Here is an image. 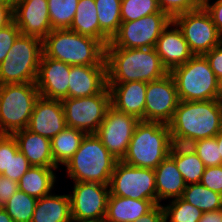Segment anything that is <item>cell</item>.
<instances>
[{
    "label": "cell",
    "instance_id": "cell-1",
    "mask_svg": "<svg viewBox=\"0 0 222 222\" xmlns=\"http://www.w3.org/2000/svg\"><path fill=\"white\" fill-rule=\"evenodd\" d=\"M168 125L173 144L189 146L197 140L213 138L222 130V103L179 101Z\"/></svg>",
    "mask_w": 222,
    "mask_h": 222
},
{
    "label": "cell",
    "instance_id": "cell-2",
    "mask_svg": "<svg viewBox=\"0 0 222 222\" xmlns=\"http://www.w3.org/2000/svg\"><path fill=\"white\" fill-rule=\"evenodd\" d=\"M107 84L151 82L168 74L155 48H105Z\"/></svg>",
    "mask_w": 222,
    "mask_h": 222
},
{
    "label": "cell",
    "instance_id": "cell-3",
    "mask_svg": "<svg viewBox=\"0 0 222 222\" xmlns=\"http://www.w3.org/2000/svg\"><path fill=\"white\" fill-rule=\"evenodd\" d=\"M45 57L71 66H107L105 46L97 39L69 29H54L42 40Z\"/></svg>",
    "mask_w": 222,
    "mask_h": 222
},
{
    "label": "cell",
    "instance_id": "cell-4",
    "mask_svg": "<svg viewBox=\"0 0 222 222\" xmlns=\"http://www.w3.org/2000/svg\"><path fill=\"white\" fill-rule=\"evenodd\" d=\"M172 146L168 124L140 120L121 161L133 167L155 169L169 156Z\"/></svg>",
    "mask_w": 222,
    "mask_h": 222
},
{
    "label": "cell",
    "instance_id": "cell-5",
    "mask_svg": "<svg viewBox=\"0 0 222 222\" xmlns=\"http://www.w3.org/2000/svg\"><path fill=\"white\" fill-rule=\"evenodd\" d=\"M117 161L96 134H86L78 150L64 166L74 182L109 185Z\"/></svg>",
    "mask_w": 222,
    "mask_h": 222
},
{
    "label": "cell",
    "instance_id": "cell-6",
    "mask_svg": "<svg viewBox=\"0 0 222 222\" xmlns=\"http://www.w3.org/2000/svg\"><path fill=\"white\" fill-rule=\"evenodd\" d=\"M39 97L36 83L0 85V133L12 135L27 128Z\"/></svg>",
    "mask_w": 222,
    "mask_h": 222
},
{
    "label": "cell",
    "instance_id": "cell-7",
    "mask_svg": "<svg viewBox=\"0 0 222 222\" xmlns=\"http://www.w3.org/2000/svg\"><path fill=\"white\" fill-rule=\"evenodd\" d=\"M42 54V39L20 34L0 64V85L35 83Z\"/></svg>",
    "mask_w": 222,
    "mask_h": 222
},
{
    "label": "cell",
    "instance_id": "cell-8",
    "mask_svg": "<svg viewBox=\"0 0 222 222\" xmlns=\"http://www.w3.org/2000/svg\"><path fill=\"white\" fill-rule=\"evenodd\" d=\"M169 73L176 83L179 101L216 100L218 78L205 55H194Z\"/></svg>",
    "mask_w": 222,
    "mask_h": 222
},
{
    "label": "cell",
    "instance_id": "cell-9",
    "mask_svg": "<svg viewBox=\"0 0 222 222\" xmlns=\"http://www.w3.org/2000/svg\"><path fill=\"white\" fill-rule=\"evenodd\" d=\"M61 101L68 127H73L85 134H95L111 105V95L106 86L93 96L64 98Z\"/></svg>",
    "mask_w": 222,
    "mask_h": 222
},
{
    "label": "cell",
    "instance_id": "cell-10",
    "mask_svg": "<svg viewBox=\"0 0 222 222\" xmlns=\"http://www.w3.org/2000/svg\"><path fill=\"white\" fill-rule=\"evenodd\" d=\"M172 19L163 11L135 21L122 22L117 34L105 48H154L162 31Z\"/></svg>",
    "mask_w": 222,
    "mask_h": 222
},
{
    "label": "cell",
    "instance_id": "cell-11",
    "mask_svg": "<svg viewBox=\"0 0 222 222\" xmlns=\"http://www.w3.org/2000/svg\"><path fill=\"white\" fill-rule=\"evenodd\" d=\"M110 194L139 200H153L157 204L154 169L130 166L117 161L109 184Z\"/></svg>",
    "mask_w": 222,
    "mask_h": 222
},
{
    "label": "cell",
    "instance_id": "cell-12",
    "mask_svg": "<svg viewBox=\"0 0 222 222\" xmlns=\"http://www.w3.org/2000/svg\"><path fill=\"white\" fill-rule=\"evenodd\" d=\"M172 22L180 29L194 55H205L222 42V34L203 6L174 17Z\"/></svg>",
    "mask_w": 222,
    "mask_h": 222
},
{
    "label": "cell",
    "instance_id": "cell-13",
    "mask_svg": "<svg viewBox=\"0 0 222 222\" xmlns=\"http://www.w3.org/2000/svg\"><path fill=\"white\" fill-rule=\"evenodd\" d=\"M70 197L71 218L79 221L104 222L109 185L97 182H73Z\"/></svg>",
    "mask_w": 222,
    "mask_h": 222
},
{
    "label": "cell",
    "instance_id": "cell-14",
    "mask_svg": "<svg viewBox=\"0 0 222 222\" xmlns=\"http://www.w3.org/2000/svg\"><path fill=\"white\" fill-rule=\"evenodd\" d=\"M140 120L110 105L95 133L107 150L121 161L126 155L135 127Z\"/></svg>",
    "mask_w": 222,
    "mask_h": 222
},
{
    "label": "cell",
    "instance_id": "cell-15",
    "mask_svg": "<svg viewBox=\"0 0 222 222\" xmlns=\"http://www.w3.org/2000/svg\"><path fill=\"white\" fill-rule=\"evenodd\" d=\"M179 98L173 76L147 82L144 121L169 124L178 106Z\"/></svg>",
    "mask_w": 222,
    "mask_h": 222
},
{
    "label": "cell",
    "instance_id": "cell-16",
    "mask_svg": "<svg viewBox=\"0 0 222 222\" xmlns=\"http://www.w3.org/2000/svg\"><path fill=\"white\" fill-rule=\"evenodd\" d=\"M13 18L22 35L43 40L52 31L47 0H15Z\"/></svg>",
    "mask_w": 222,
    "mask_h": 222
},
{
    "label": "cell",
    "instance_id": "cell-17",
    "mask_svg": "<svg viewBox=\"0 0 222 222\" xmlns=\"http://www.w3.org/2000/svg\"><path fill=\"white\" fill-rule=\"evenodd\" d=\"M70 67L42 54L35 82L40 97L54 100L68 98Z\"/></svg>",
    "mask_w": 222,
    "mask_h": 222
},
{
    "label": "cell",
    "instance_id": "cell-18",
    "mask_svg": "<svg viewBox=\"0 0 222 222\" xmlns=\"http://www.w3.org/2000/svg\"><path fill=\"white\" fill-rule=\"evenodd\" d=\"M66 127L62 101L39 97L27 129L51 140Z\"/></svg>",
    "mask_w": 222,
    "mask_h": 222
},
{
    "label": "cell",
    "instance_id": "cell-19",
    "mask_svg": "<svg viewBox=\"0 0 222 222\" xmlns=\"http://www.w3.org/2000/svg\"><path fill=\"white\" fill-rule=\"evenodd\" d=\"M154 48L168 72L194 56L180 29L172 21L162 31Z\"/></svg>",
    "mask_w": 222,
    "mask_h": 222
},
{
    "label": "cell",
    "instance_id": "cell-20",
    "mask_svg": "<svg viewBox=\"0 0 222 222\" xmlns=\"http://www.w3.org/2000/svg\"><path fill=\"white\" fill-rule=\"evenodd\" d=\"M107 86V66L70 67L68 98L90 97Z\"/></svg>",
    "mask_w": 222,
    "mask_h": 222
},
{
    "label": "cell",
    "instance_id": "cell-21",
    "mask_svg": "<svg viewBox=\"0 0 222 222\" xmlns=\"http://www.w3.org/2000/svg\"><path fill=\"white\" fill-rule=\"evenodd\" d=\"M111 105L127 115L144 121L147 83L143 81L107 84Z\"/></svg>",
    "mask_w": 222,
    "mask_h": 222
},
{
    "label": "cell",
    "instance_id": "cell-22",
    "mask_svg": "<svg viewBox=\"0 0 222 222\" xmlns=\"http://www.w3.org/2000/svg\"><path fill=\"white\" fill-rule=\"evenodd\" d=\"M18 149L31 166L57 167L52 157L51 140L35 134L27 128L12 134Z\"/></svg>",
    "mask_w": 222,
    "mask_h": 222
},
{
    "label": "cell",
    "instance_id": "cell-23",
    "mask_svg": "<svg viewBox=\"0 0 222 222\" xmlns=\"http://www.w3.org/2000/svg\"><path fill=\"white\" fill-rule=\"evenodd\" d=\"M156 205L153 200H139L109 194L104 222H135Z\"/></svg>",
    "mask_w": 222,
    "mask_h": 222
},
{
    "label": "cell",
    "instance_id": "cell-24",
    "mask_svg": "<svg viewBox=\"0 0 222 222\" xmlns=\"http://www.w3.org/2000/svg\"><path fill=\"white\" fill-rule=\"evenodd\" d=\"M157 204L162 200L182 197L186 188L183 176L177 169L175 161L167 156L155 169Z\"/></svg>",
    "mask_w": 222,
    "mask_h": 222
},
{
    "label": "cell",
    "instance_id": "cell-25",
    "mask_svg": "<svg viewBox=\"0 0 222 222\" xmlns=\"http://www.w3.org/2000/svg\"><path fill=\"white\" fill-rule=\"evenodd\" d=\"M30 167L28 159L19 151L13 135L0 133V175L19 182Z\"/></svg>",
    "mask_w": 222,
    "mask_h": 222
},
{
    "label": "cell",
    "instance_id": "cell-26",
    "mask_svg": "<svg viewBox=\"0 0 222 222\" xmlns=\"http://www.w3.org/2000/svg\"><path fill=\"white\" fill-rule=\"evenodd\" d=\"M69 194L51 193L38 199L31 222H71Z\"/></svg>",
    "mask_w": 222,
    "mask_h": 222
},
{
    "label": "cell",
    "instance_id": "cell-27",
    "mask_svg": "<svg viewBox=\"0 0 222 222\" xmlns=\"http://www.w3.org/2000/svg\"><path fill=\"white\" fill-rule=\"evenodd\" d=\"M58 167L31 166L19 180V190L40 199L51 194L56 182Z\"/></svg>",
    "mask_w": 222,
    "mask_h": 222
},
{
    "label": "cell",
    "instance_id": "cell-28",
    "mask_svg": "<svg viewBox=\"0 0 222 222\" xmlns=\"http://www.w3.org/2000/svg\"><path fill=\"white\" fill-rule=\"evenodd\" d=\"M169 156L175 161L186 185L200 183L206 167L190 146L173 144Z\"/></svg>",
    "mask_w": 222,
    "mask_h": 222
},
{
    "label": "cell",
    "instance_id": "cell-29",
    "mask_svg": "<svg viewBox=\"0 0 222 222\" xmlns=\"http://www.w3.org/2000/svg\"><path fill=\"white\" fill-rule=\"evenodd\" d=\"M100 25V42L106 46L117 34L121 22V0H94Z\"/></svg>",
    "mask_w": 222,
    "mask_h": 222
},
{
    "label": "cell",
    "instance_id": "cell-30",
    "mask_svg": "<svg viewBox=\"0 0 222 222\" xmlns=\"http://www.w3.org/2000/svg\"><path fill=\"white\" fill-rule=\"evenodd\" d=\"M85 135L84 132L67 126L51 139L52 157L58 168L73 157Z\"/></svg>",
    "mask_w": 222,
    "mask_h": 222
},
{
    "label": "cell",
    "instance_id": "cell-31",
    "mask_svg": "<svg viewBox=\"0 0 222 222\" xmlns=\"http://www.w3.org/2000/svg\"><path fill=\"white\" fill-rule=\"evenodd\" d=\"M69 30L100 41V25L94 0L78 1L75 16Z\"/></svg>",
    "mask_w": 222,
    "mask_h": 222
},
{
    "label": "cell",
    "instance_id": "cell-32",
    "mask_svg": "<svg viewBox=\"0 0 222 222\" xmlns=\"http://www.w3.org/2000/svg\"><path fill=\"white\" fill-rule=\"evenodd\" d=\"M181 198L202 212L222 209V195L201 183L186 185Z\"/></svg>",
    "mask_w": 222,
    "mask_h": 222
},
{
    "label": "cell",
    "instance_id": "cell-33",
    "mask_svg": "<svg viewBox=\"0 0 222 222\" xmlns=\"http://www.w3.org/2000/svg\"><path fill=\"white\" fill-rule=\"evenodd\" d=\"M37 201L35 197L17 190L3 208L14 222H31Z\"/></svg>",
    "mask_w": 222,
    "mask_h": 222
},
{
    "label": "cell",
    "instance_id": "cell-34",
    "mask_svg": "<svg viewBox=\"0 0 222 222\" xmlns=\"http://www.w3.org/2000/svg\"><path fill=\"white\" fill-rule=\"evenodd\" d=\"M79 0H47L52 30L69 29Z\"/></svg>",
    "mask_w": 222,
    "mask_h": 222
},
{
    "label": "cell",
    "instance_id": "cell-35",
    "mask_svg": "<svg viewBox=\"0 0 222 222\" xmlns=\"http://www.w3.org/2000/svg\"><path fill=\"white\" fill-rule=\"evenodd\" d=\"M170 204L163 205L166 222H198L203 212L181 197L171 199Z\"/></svg>",
    "mask_w": 222,
    "mask_h": 222
},
{
    "label": "cell",
    "instance_id": "cell-36",
    "mask_svg": "<svg viewBox=\"0 0 222 222\" xmlns=\"http://www.w3.org/2000/svg\"><path fill=\"white\" fill-rule=\"evenodd\" d=\"M159 11L157 0H121V22L135 21Z\"/></svg>",
    "mask_w": 222,
    "mask_h": 222
},
{
    "label": "cell",
    "instance_id": "cell-37",
    "mask_svg": "<svg viewBox=\"0 0 222 222\" xmlns=\"http://www.w3.org/2000/svg\"><path fill=\"white\" fill-rule=\"evenodd\" d=\"M202 160L205 167L221 166L222 159L215 137L197 140L189 145Z\"/></svg>",
    "mask_w": 222,
    "mask_h": 222
},
{
    "label": "cell",
    "instance_id": "cell-38",
    "mask_svg": "<svg viewBox=\"0 0 222 222\" xmlns=\"http://www.w3.org/2000/svg\"><path fill=\"white\" fill-rule=\"evenodd\" d=\"M161 11L171 19L202 7L200 0H157Z\"/></svg>",
    "mask_w": 222,
    "mask_h": 222
},
{
    "label": "cell",
    "instance_id": "cell-39",
    "mask_svg": "<svg viewBox=\"0 0 222 222\" xmlns=\"http://www.w3.org/2000/svg\"><path fill=\"white\" fill-rule=\"evenodd\" d=\"M20 34V29L14 21L5 28L0 29V64L4 61L14 41Z\"/></svg>",
    "mask_w": 222,
    "mask_h": 222
},
{
    "label": "cell",
    "instance_id": "cell-40",
    "mask_svg": "<svg viewBox=\"0 0 222 222\" xmlns=\"http://www.w3.org/2000/svg\"><path fill=\"white\" fill-rule=\"evenodd\" d=\"M200 183L222 195V165L206 167Z\"/></svg>",
    "mask_w": 222,
    "mask_h": 222
},
{
    "label": "cell",
    "instance_id": "cell-41",
    "mask_svg": "<svg viewBox=\"0 0 222 222\" xmlns=\"http://www.w3.org/2000/svg\"><path fill=\"white\" fill-rule=\"evenodd\" d=\"M17 190H19V182L0 175V207H3Z\"/></svg>",
    "mask_w": 222,
    "mask_h": 222
},
{
    "label": "cell",
    "instance_id": "cell-42",
    "mask_svg": "<svg viewBox=\"0 0 222 222\" xmlns=\"http://www.w3.org/2000/svg\"><path fill=\"white\" fill-rule=\"evenodd\" d=\"M217 78L222 76V42L205 54Z\"/></svg>",
    "mask_w": 222,
    "mask_h": 222
},
{
    "label": "cell",
    "instance_id": "cell-43",
    "mask_svg": "<svg viewBox=\"0 0 222 222\" xmlns=\"http://www.w3.org/2000/svg\"><path fill=\"white\" fill-rule=\"evenodd\" d=\"M202 6L209 13L213 23L222 34V0H216L211 4L209 0H206L203 2Z\"/></svg>",
    "mask_w": 222,
    "mask_h": 222
},
{
    "label": "cell",
    "instance_id": "cell-44",
    "mask_svg": "<svg viewBox=\"0 0 222 222\" xmlns=\"http://www.w3.org/2000/svg\"><path fill=\"white\" fill-rule=\"evenodd\" d=\"M135 222H166L162 204H157L150 212L140 217Z\"/></svg>",
    "mask_w": 222,
    "mask_h": 222
},
{
    "label": "cell",
    "instance_id": "cell-45",
    "mask_svg": "<svg viewBox=\"0 0 222 222\" xmlns=\"http://www.w3.org/2000/svg\"><path fill=\"white\" fill-rule=\"evenodd\" d=\"M14 5H0V29L5 28L14 21Z\"/></svg>",
    "mask_w": 222,
    "mask_h": 222
},
{
    "label": "cell",
    "instance_id": "cell-46",
    "mask_svg": "<svg viewBox=\"0 0 222 222\" xmlns=\"http://www.w3.org/2000/svg\"><path fill=\"white\" fill-rule=\"evenodd\" d=\"M198 222H222V209L203 212V215Z\"/></svg>",
    "mask_w": 222,
    "mask_h": 222
},
{
    "label": "cell",
    "instance_id": "cell-47",
    "mask_svg": "<svg viewBox=\"0 0 222 222\" xmlns=\"http://www.w3.org/2000/svg\"><path fill=\"white\" fill-rule=\"evenodd\" d=\"M216 100L222 103V76L217 80Z\"/></svg>",
    "mask_w": 222,
    "mask_h": 222
},
{
    "label": "cell",
    "instance_id": "cell-48",
    "mask_svg": "<svg viewBox=\"0 0 222 222\" xmlns=\"http://www.w3.org/2000/svg\"><path fill=\"white\" fill-rule=\"evenodd\" d=\"M0 222H14L3 207H0Z\"/></svg>",
    "mask_w": 222,
    "mask_h": 222
},
{
    "label": "cell",
    "instance_id": "cell-49",
    "mask_svg": "<svg viewBox=\"0 0 222 222\" xmlns=\"http://www.w3.org/2000/svg\"><path fill=\"white\" fill-rule=\"evenodd\" d=\"M215 138L217 140V143L219 146V152H220L221 159H222V130L215 135Z\"/></svg>",
    "mask_w": 222,
    "mask_h": 222
},
{
    "label": "cell",
    "instance_id": "cell-50",
    "mask_svg": "<svg viewBox=\"0 0 222 222\" xmlns=\"http://www.w3.org/2000/svg\"><path fill=\"white\" fill-rule=\"evenodd\" d=\"M15 0H0V5H14Z\"/></svg>",
    "mask_w": 222,
    "mask_h": 222
},
{
    "label": "cell",
    "instance_id": "cell-51",
    "mask_svg": "<svg viewBox=\"0 0 222 222\" xmlns=\"http://www.w3.org/2000/svg\"><path fill=\"white\" fill-rule=\"evenodd\" d=\"M71 222H97V221H79V220L72 219Z\"/></svg>",
    "mask_w": 222,
    "mask_h": 222
}]
</instances>
